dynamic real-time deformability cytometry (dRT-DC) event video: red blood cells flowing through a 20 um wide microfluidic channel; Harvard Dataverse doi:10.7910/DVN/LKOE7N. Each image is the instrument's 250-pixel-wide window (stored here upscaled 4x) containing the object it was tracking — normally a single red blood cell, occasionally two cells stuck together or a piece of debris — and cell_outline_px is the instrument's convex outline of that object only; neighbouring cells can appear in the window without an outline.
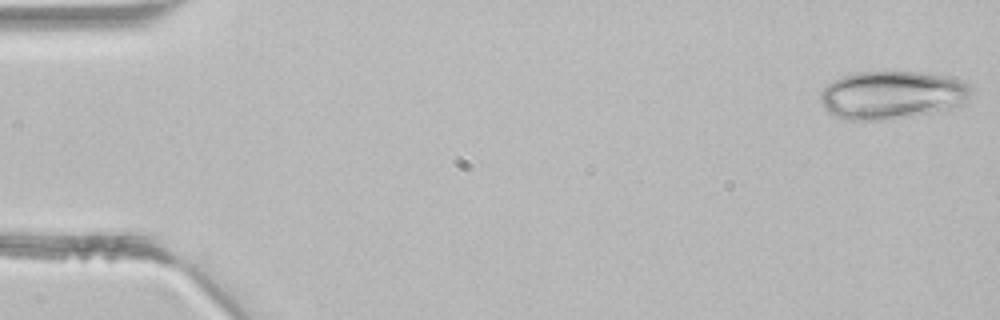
{"species": "common noctule bat (a hibernating species)", "species_latin": "Nyctalus noctula", "temperature_condition": "room temperature", "stored_images_in_passage": 5, "camera_frame_rate_fps": 3000, "um_per_image_px": 0.085, "animal": {"sex": "male", "body_mass_g": 21.5, "forearm_length_mm": 52.0}, "frame": {"image": 1, "passage_image": 1, "time_ms": 0.0, "image_size_px": [1000, 320], "cell_outline_px": [[972, 92], [964, 104], [960, 108], [888, 120], [848, 120], [836, 116], [828, 112], [824, 108], [820, 100], [820, 92], [832, 80], [840, 76], [856, 72], [920, 72], [952, 76], [964, 80], [972, 88]], "centroid_in_image_um": [75.88, 8.08], "position_along_channel_um": 9.1, "area_um2": 43.18}}